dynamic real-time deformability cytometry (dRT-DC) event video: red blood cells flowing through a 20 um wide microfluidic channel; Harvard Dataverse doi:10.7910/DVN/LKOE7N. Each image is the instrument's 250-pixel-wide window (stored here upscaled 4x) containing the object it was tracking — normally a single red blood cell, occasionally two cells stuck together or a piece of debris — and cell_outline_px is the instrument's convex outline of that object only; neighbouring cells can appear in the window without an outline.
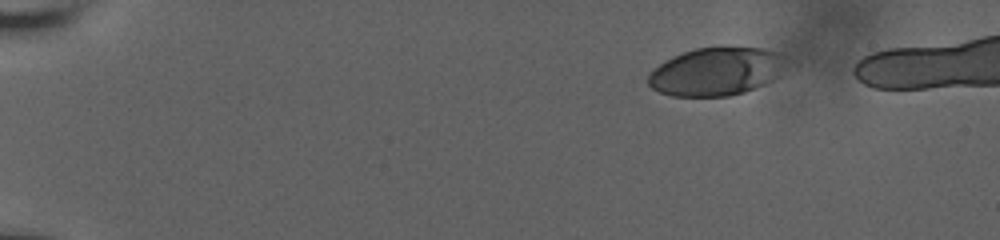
{"species": "human", "species_latin": "Homo sapiens", "temperature_condition": "room temperature", "stored_images_in_passage": 7, "camera_frame_rate_fps": 3000, "um_per_image_px": 0.085, "donor": {"sex": "male"}, "frame": {"image": 1, "passage_image": 1, "time_ms": 0.0, "image_size_px": [1000, 240], "cell_outline_px": [[784, 56], [780, 76], [764, 84], [744, 92], [728, 96], [672, 96], [660, 92], [652, 88], [648, 84], [648, 76], [660, 64], [672, 56], [696, 48], [724, 44], [728, 44], [764, 48], [780, 52]], "centroid_in_image_um": [60.91, 6.03], "position_along_channel_um": 24.1, "area_um2": 39.25}}
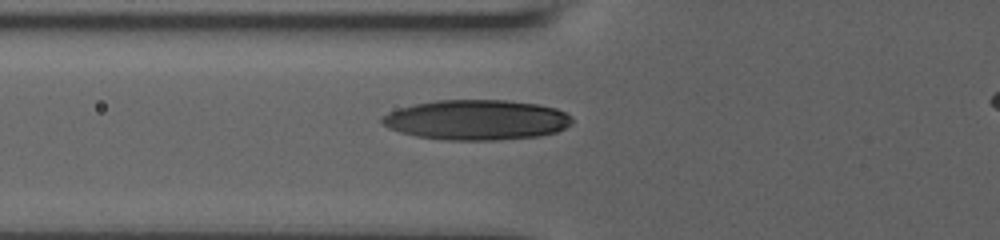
{"frame": {"image": 2, "passage_image": 7, "time_ms": 5.0, "image_size_px": [1000, 240], "cell_outline_px": [[572, 124], [556, 132], [540, 136], [496, 140], [448, 140], [416, 136], [400, 132], [388, 128], [380, 124], [380, 116], [388, 112], [400, 108], [416, 104], [436, 100], [504, 100], [536, 104], [556, 108], [572, 116]], "centroid_in_image_um": [40.48, 10.19], "position_along_channel_um": 85.3, "area_um2": 44.56}}